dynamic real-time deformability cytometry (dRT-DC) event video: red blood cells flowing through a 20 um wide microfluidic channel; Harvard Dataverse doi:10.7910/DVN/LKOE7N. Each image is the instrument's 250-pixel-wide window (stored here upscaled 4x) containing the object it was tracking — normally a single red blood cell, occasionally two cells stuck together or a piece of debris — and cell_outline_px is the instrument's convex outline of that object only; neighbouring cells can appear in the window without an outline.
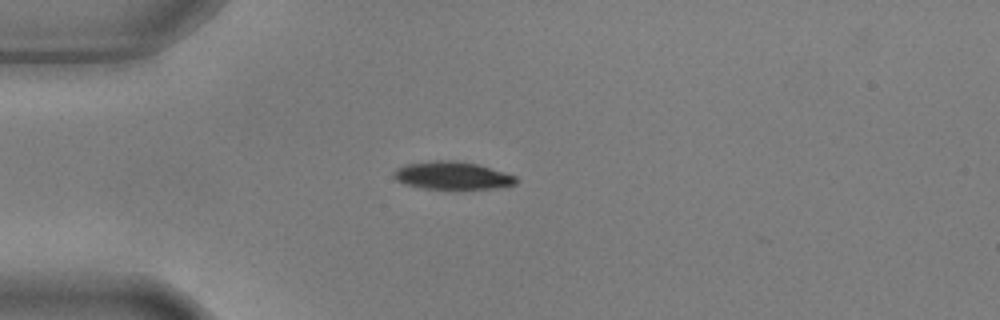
{"species": "common noctule bat (a hibernating species)", "species_latin": "Nyctalus noctula", "temperature_condition": "warm", "stored_images_in_passage": 3, "camera_frame_rate_fps": 3000, "um_per_image_px": 0.085, "animal": {"sex": "male", "body_mass_g": 17.9, "forearm_length_mm": 54.2}, "frame": {"image": 1, "passage_image": 1, "time_ms": 0.0, "image_size_px": [1000, 320], "cell_outline_px": [[516, 184], [496, 188], [424, 188], [404, 184], [396, 180], [392, 176], [392, 172], [396, 168], [404, 164], [432, 160], [456, 160], [476, 164], [504, 172], [516, 176]], "centroid_in_image_um": [38.38, 14.9], "position_along_channel_um": 46.6, "area_um2": 19.71}}
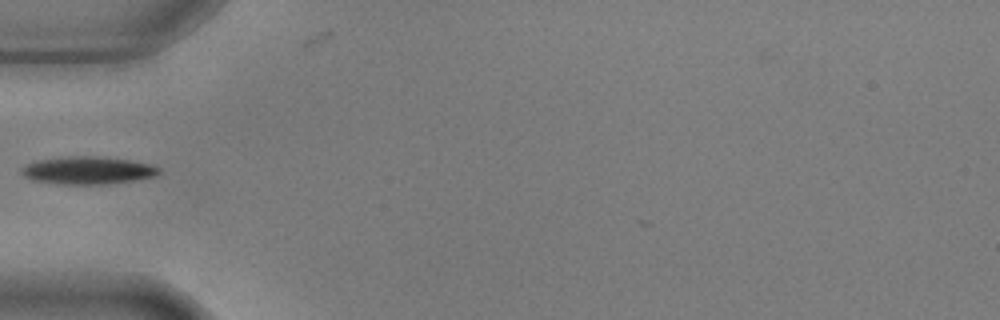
{"frame": {"image": 2, "passage_image": 2, "time_ms": 0.333, "image_size_px": [1000, 320], "cell_outline_px": [[160, 172], [156, 176], [132, 180], [104, 184], [60, 184], [32, 180], [24, 176], [20, 172], [20, 168], [36, 160], [68, 156], [100, 156], [128, 160], [152, 164], [160, 168]], "centroid_in_image_um": [7.44, 14.47], "position_along_channel_um": 77.6, "area_um2": 22.14}}
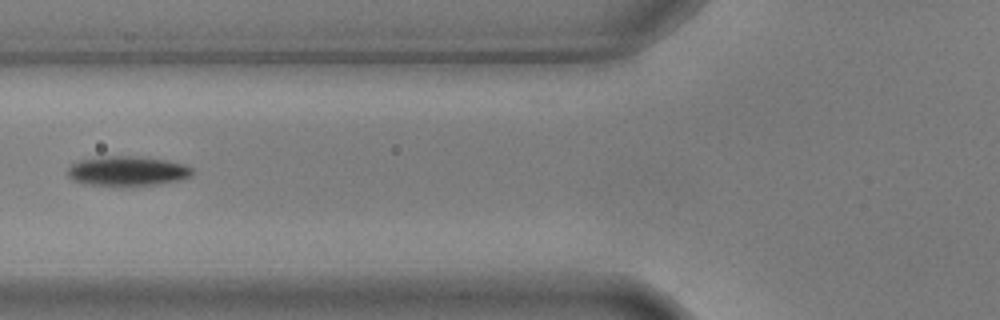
{"frame": {"image": 3, "passage_image": 3, "time_ms": 0.667, "image_size_px": [1000, 320], "cell_outline_px": [[192, 176], [180, 180], [156, 184], [124, 188], [84, 184], [72, 180], [68, 176], [68, 168], [72, 164], [80, 160], [100, 156], [140, 156], [168, 160], [184, 164], [192, 168]], "centroid_in_image_um": [10.81, 14.56], "position_along_channel_um": 115.0, "area_um2": 22.31}}